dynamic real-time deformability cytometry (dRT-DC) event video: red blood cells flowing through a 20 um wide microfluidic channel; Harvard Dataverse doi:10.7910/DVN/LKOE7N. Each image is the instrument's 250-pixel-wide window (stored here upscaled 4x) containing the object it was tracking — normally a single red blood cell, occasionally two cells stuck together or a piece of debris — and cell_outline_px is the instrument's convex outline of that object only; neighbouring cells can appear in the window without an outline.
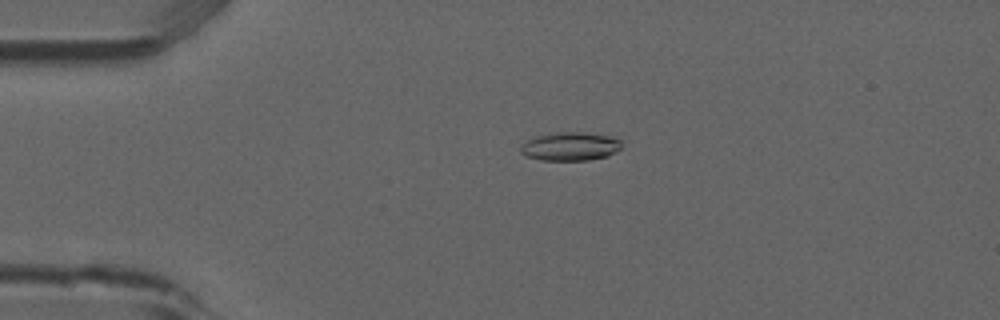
{"species": "common noctule bat (a hibernating species)", "species_latin": "Nyctalus noctula", "temperature_condition": "room temperature", "stored_images_in_passage": 4, "camera_frame_rate_fps": 3000, "um_per_image_px": 0.085, "animal": {"sex": "male", "forearm_length_mm": 52.5}, "frame": {"image": 1, "passage_image": 3, "time_ms": 0.667, "image_size_px": [1000, 320], "cell_outline_px": [[620, 148], [608, 156], [588, 160], [540, 160], [524, 156], [520, 152], [520, 144], [536, 136], [556, 132], [580, 132], [608, 136], [620, 140]], "centroid_in_image_um": [48.4, 12.45], "position_along_channel_um": 36.6, "area_um2": 16.7}}